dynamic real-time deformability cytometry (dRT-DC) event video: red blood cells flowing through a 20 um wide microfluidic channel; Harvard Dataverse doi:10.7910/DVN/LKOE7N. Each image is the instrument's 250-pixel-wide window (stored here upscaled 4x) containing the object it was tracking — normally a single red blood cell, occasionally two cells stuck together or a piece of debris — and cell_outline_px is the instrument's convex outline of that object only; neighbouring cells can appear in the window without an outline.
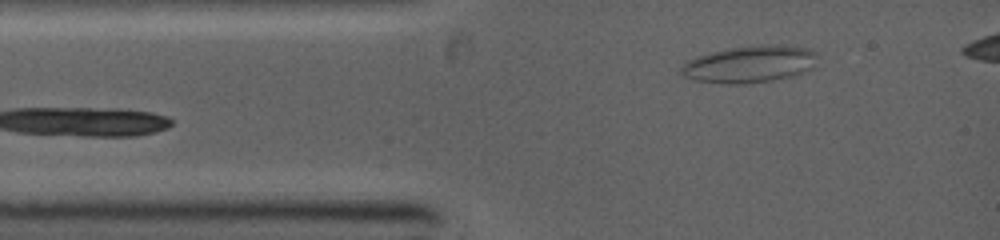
{"species": "common noctule bat (a hibernating species)", "species_latin": "Nyctalus noctula", "temperature_condition": "warm", "stored_images_in_passage": 21, "camera_frame_rate_fps": 5000, "um_per_image_px": 0.085, "animal": {"sex": "female", "body_mass_g": 19.0, "forearm_length_mm": 53.3}, "frame": {"image": 1, "passage_image": 2, "time_ms": 0.4, "image_size_px": [1000, 240], "cell_outline_px": [[816, 52], [808, 68], [804, 72], [796, 76], [748, 84], [724, 84], [692, 80], [684, 76], [680, 72], [680, 68], [688, 60], [696, 56], [728, 48], [760, 44], [780, 44], [808, 48]], "centroid_in_image_um": [63.66, 5.46], "position_along_channel_um": 21.3, "area_um2": 29.42}}
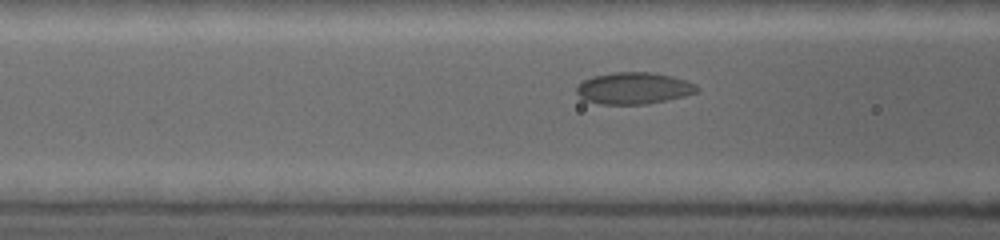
{"frame": {"image": 2, "passage_image": 12, "time_ms": 3.0, "image_size_px": [1000, 240], "cell_outline_px": [[700, 88], [696, 92], [684, 96], [648, 104], [600, 104], [584, 100], [576, 92], [576, 88], [584, 80], [592, 76], [612, 72], [652, 72], [672, 76], [696, 84]], "centroid_in_image_um": [53.86, 7.49], "position_along_channel_um": 112.7, "area_um2": 22.25}}
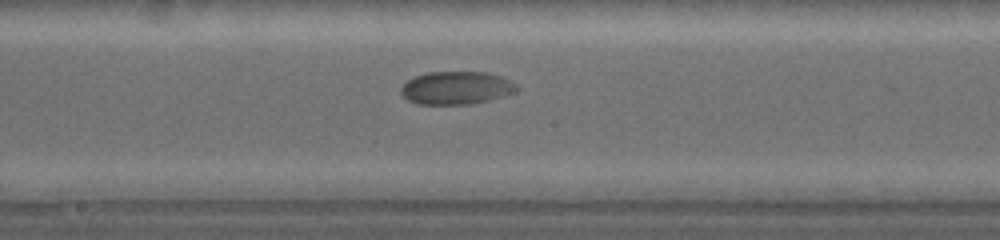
{"frame": {"image": 3, "passage_image": 20, "time_ms": 5.2, "image_size_px": [1000, 240], "cell_outline_px": [[520, 88], [516, 92], [488, 100], [468, 104], [416, 104], [408, 100], [400, 92], [400, 88], [412, 76], [428, 72], [488, 72], [500, 76], [516, 84]], "centroid_in_image_um": [38.77, 7.46], "position_along_channel_um": 209.4, "area_um2": 22.25}}